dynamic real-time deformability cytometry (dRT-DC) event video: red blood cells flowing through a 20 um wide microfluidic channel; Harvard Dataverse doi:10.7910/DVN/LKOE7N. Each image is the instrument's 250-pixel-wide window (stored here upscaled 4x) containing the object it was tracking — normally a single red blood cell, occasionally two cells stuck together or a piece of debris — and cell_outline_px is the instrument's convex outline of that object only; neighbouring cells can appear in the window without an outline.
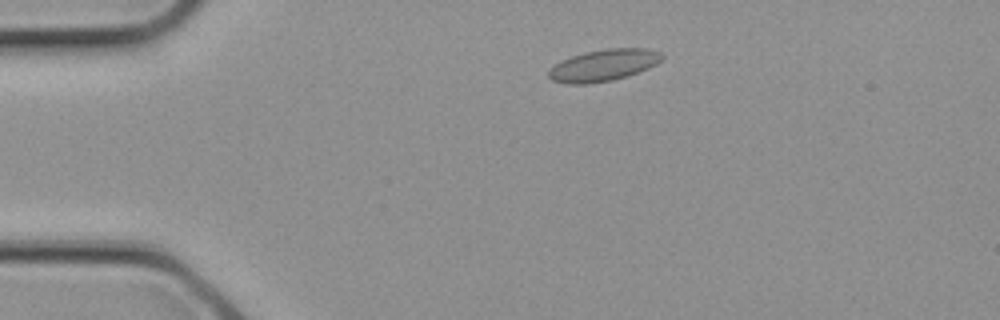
{"species": "common noctule bat (a hibernating species)", "species_latin": "Nyctalus noctula", "temperature_condition": "cold", "stored_images_in_passage": 3, "camera_frame_rate_fps": 3000, "um_per_image_px": 0.085, "animal": {"sex": "female", "body_mass_g": 21.9}, "frame": {"image": 1, "passage_image": 1, "time_ms": 0.0, "image_size_px": [1000, 320], "cell_outline_px": [[664, 56], [656, 64], [648, 68], [628, 76], [612, 80], [588, 84], [568, 84], [552, 80], [548, 76], [548, 68], [560, 60], [584, 52], [608, 48], [648, 48], [660, 52]], "centroid_in_image_um": [51.27, 5.54], "position_along_channel_um": 33.7, "area_um2": 21.1}}